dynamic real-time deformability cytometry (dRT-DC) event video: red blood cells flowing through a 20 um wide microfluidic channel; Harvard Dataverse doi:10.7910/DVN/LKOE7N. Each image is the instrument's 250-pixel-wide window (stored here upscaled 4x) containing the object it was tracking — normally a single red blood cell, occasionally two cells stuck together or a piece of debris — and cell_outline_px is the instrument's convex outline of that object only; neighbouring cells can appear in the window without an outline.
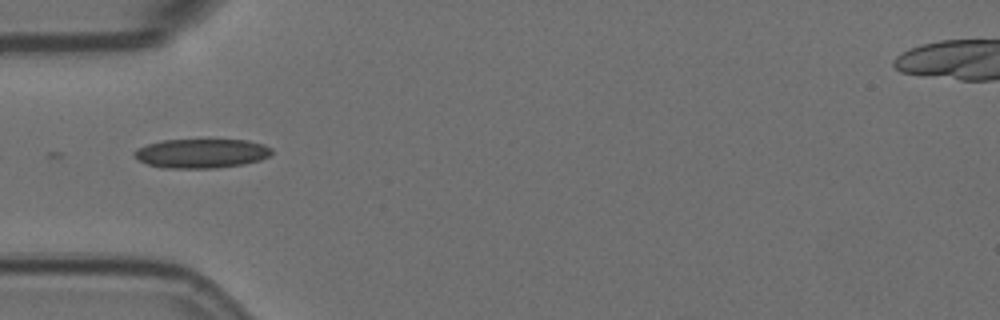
{"species": "Egyptian fruit bat (a non-hibernating species)", "species_latin": "Rousettus aegyptiacus", "temperature_condition": "room temperature", "stored_images_in_passage": 1, "camera_frame_rate_fps": 3000, "um_per_image_px": 0.085, "animal": {"sex": "female"}, "frame": {"image": 1, "passage_image": 1, "time_ms": 0.0, "image_size_px": [1000, 320], "cell_outline_px": [[272, 152], [268, 156], [260, 160], [244, 164], [216, 168], [160, 168], [148, 164], [132, 156], [132, 152], [136, 148], [160, 140], [248, 140], [264, 144], [272, 148]], "centroid_in_image_um": [17.09, 13.04], "position_along_channel_um": 67.9, "area_um2": 23.58}}